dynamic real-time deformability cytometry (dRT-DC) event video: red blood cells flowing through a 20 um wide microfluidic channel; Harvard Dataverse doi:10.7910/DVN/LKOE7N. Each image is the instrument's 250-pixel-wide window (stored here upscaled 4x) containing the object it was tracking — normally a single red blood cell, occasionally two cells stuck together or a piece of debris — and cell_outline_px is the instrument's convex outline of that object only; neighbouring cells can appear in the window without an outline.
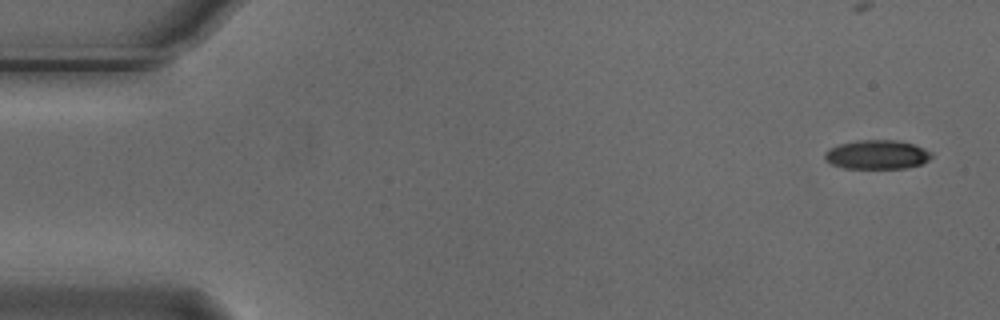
{"species": "Egyptian fruit bat (a non-hibernating species)", "species_latin": "Rousettus aegyptiacus", "temperature_condition": "cold", "stored_images_in_passage": 6, "segment_of_instrument_passage": [1, 2], "camera_frame_rate_fps": 3000, "um_per_image_px": 0.085, "animal": {"sex": "male"}, "frame": {"image": 1, "passage_image": 1, "time_ms": 0.0, "image_size_px": [1000, 320], "cell_outline_px": [[932, 156], [928, 160], [920, 164], [904, 168], [844, 168], [832, 164], [824, 160], [824, 152], [828, 148], [840, 144], [856, 140], [896, 140], [912, 144], [932, 152]], "centroid_in_image_um": [74.5, 13.14], "position_along_channel_um": 10.5, "area_um2": 18.03}}
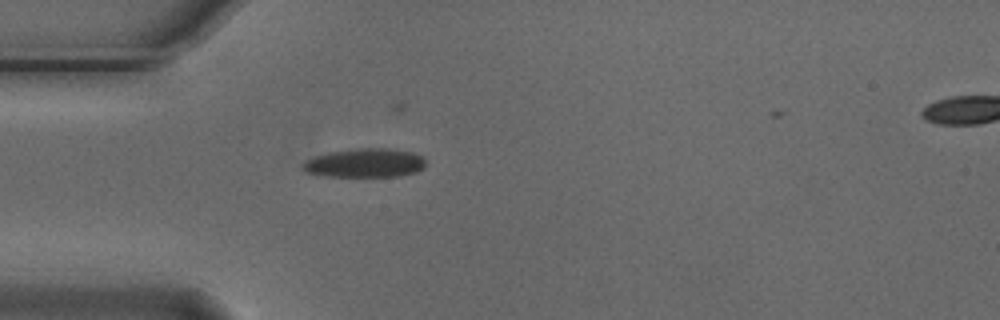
{"frame": {"image": 2, "passage_image": 5, "time_ms": 1.333, "image_size_px": [1000, 320], "cell_outline_px": [[424, 168], [416, 172], [400, 176], [324, 176], [308, 172], [300, 164], [316, 156], [328, 152], [360, 148], [388, 148], [412, 152], [420, 156], [424, 160]], "centroid_in_image_um": [31.04, 13.85], "position_along_channel_um": 54.0, "area_um2": 20.46}}